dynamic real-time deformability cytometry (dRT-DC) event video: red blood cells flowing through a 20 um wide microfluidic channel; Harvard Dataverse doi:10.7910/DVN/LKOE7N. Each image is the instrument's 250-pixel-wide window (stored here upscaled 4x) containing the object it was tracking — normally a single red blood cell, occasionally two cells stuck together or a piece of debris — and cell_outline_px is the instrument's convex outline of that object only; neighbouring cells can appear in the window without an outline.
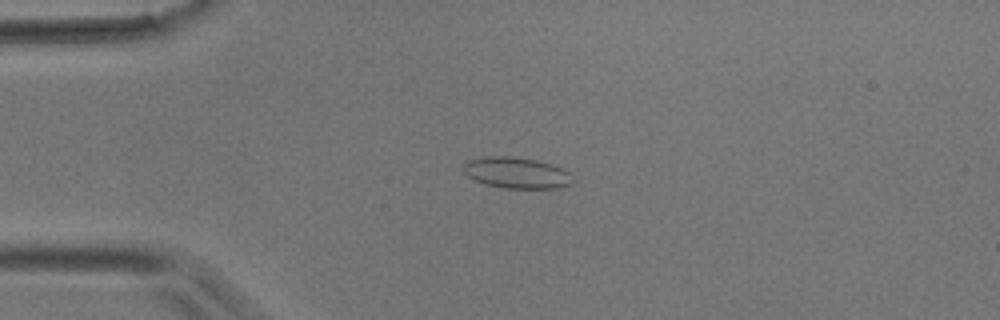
{"species": "common noctule bat (a hibernating species)", "species_latin": "Nyctalus noctula", "temperature_condition": "room temperature", "stored_images_in_passage": 5, "camera_frame_rate_fps": 3000, "um_per_image_px": 0.085, "animal": {"sex": "male", "body_mass_g": 17.9}, "frame": {"image": 1, "passage_image": 3, "time_ms": 0.667, "image_size_px": [1000, 320], "cell_outline_px": [[572, 184], [556, 188], [504, 188], [484, 184], [468, 176], [464, 172], [464, 164], [468, 160], [488, 156], [508, 156], [536, 160], [552, 164], [564, 168], [568, 172]], "centroid_in_image_um": [43.9, 14.69], "position_along_channel_um": 41.1, "area_um2": 19.65}}
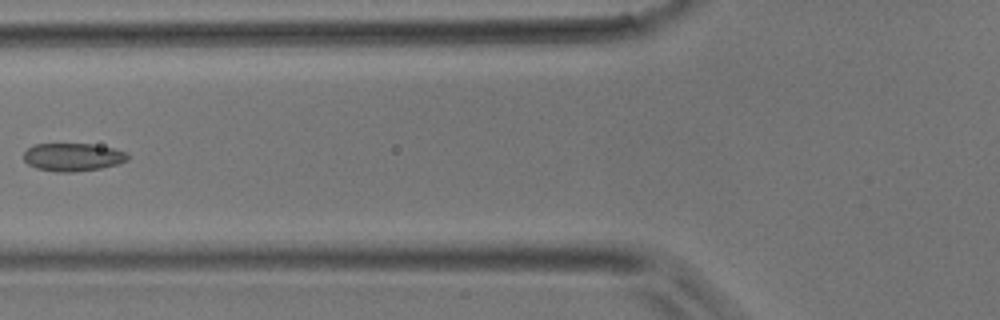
{"frame": {"image": 2, "passage_image": 5, "time_ms": 1.333, "image_size_px": [1000, 320], "cell_outline_px": [[128, 160], [116, 164], [100, 168], [72, 172], [56, 172], [36, 168], [28, 164], [24, 160], [24, 152], [32, 144], [92, 144], [112, 148], [128, 152]], "centroid_in_image_um": [6.17, 13.35], "position_along_channel_um": 119.6, "area_um2": 16.94}}